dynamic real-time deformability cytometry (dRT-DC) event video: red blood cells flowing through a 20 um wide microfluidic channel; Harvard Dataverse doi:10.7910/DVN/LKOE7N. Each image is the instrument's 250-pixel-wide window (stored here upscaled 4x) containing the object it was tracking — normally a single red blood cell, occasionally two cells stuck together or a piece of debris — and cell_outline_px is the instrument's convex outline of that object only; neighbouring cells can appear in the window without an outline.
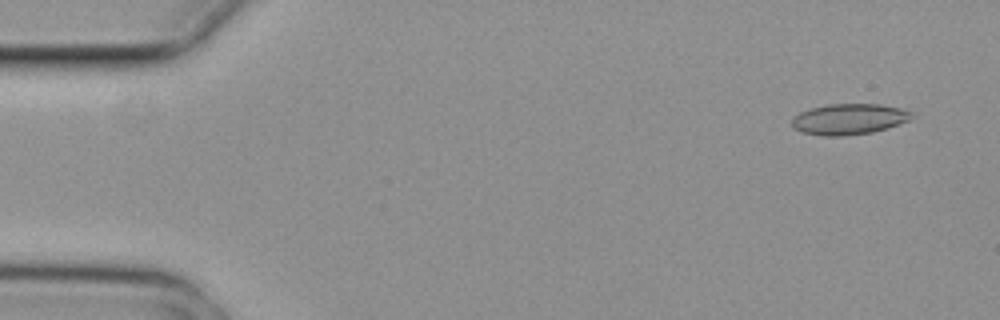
{"species": "common noctule bat (a hibernating species)", "species_latin": "Nyctalus noctula", "temperature_condition": "cold", "stored_images_in_passage": 5, "camera_frame_rate_fps": 3000, "um_per_image_px": 0.085, "animal": {"sex": "female", "body_mass_g": 29.2, "forearm_length_mm": 56.3}, "frame": {"image": 1, "passage_image": 1, "time_ms": 0.0, "image_size_px": [1000, 320], "cell_outline_px": [[916, 116], [908, 120], [888, 128], [872, 132], [844, 136], [820, 136], [800, 132], [792, 128], [792, 120], [800, 112], [812, 108], [828, 104], [880, 104], [900, 108], [912, 112]], "centroid_in_image_um": [72.16, 10.13], "position_along_channel_um": 12.8, "area_um2": 21.62}}